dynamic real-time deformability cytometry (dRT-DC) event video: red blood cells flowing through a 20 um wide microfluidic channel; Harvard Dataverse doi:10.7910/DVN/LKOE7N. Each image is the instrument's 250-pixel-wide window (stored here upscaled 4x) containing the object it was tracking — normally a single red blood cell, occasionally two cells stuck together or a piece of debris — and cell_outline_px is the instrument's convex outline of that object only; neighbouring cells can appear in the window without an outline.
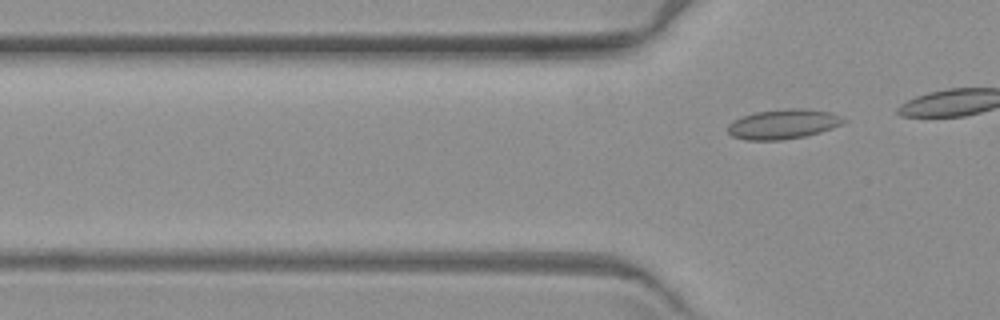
{"species": "common noctule bat (a hibernating species)", "species_latin": "Nyctalus noctula", "temperature_condition": "warm", "stored_images_in_passage": 3, "camera_frame_rate_fps": 3000, "um_per_image_px": 0.085, "animal": {"sex": "female", "body_mass_g": 19.3, "forearm_length_mm": 54.1}, "frame": {"image": 1, "passage_image": 3, "time_ms": 2.333, "image_size_px": [1000, 320], "cell_outline_px": [[848, 120], [832, 128], [820, 132], [804, 136], [780, 140], [744, 140], [732, 136], [728, 132], [728, 124], [732, 120], [756, 112], [788, 108], [804, 108], [832, 112]], "centroid_in_image_um": [66.57, 10.54], "position_along_channel_um": 59.2, "area_um2": 20.06}}